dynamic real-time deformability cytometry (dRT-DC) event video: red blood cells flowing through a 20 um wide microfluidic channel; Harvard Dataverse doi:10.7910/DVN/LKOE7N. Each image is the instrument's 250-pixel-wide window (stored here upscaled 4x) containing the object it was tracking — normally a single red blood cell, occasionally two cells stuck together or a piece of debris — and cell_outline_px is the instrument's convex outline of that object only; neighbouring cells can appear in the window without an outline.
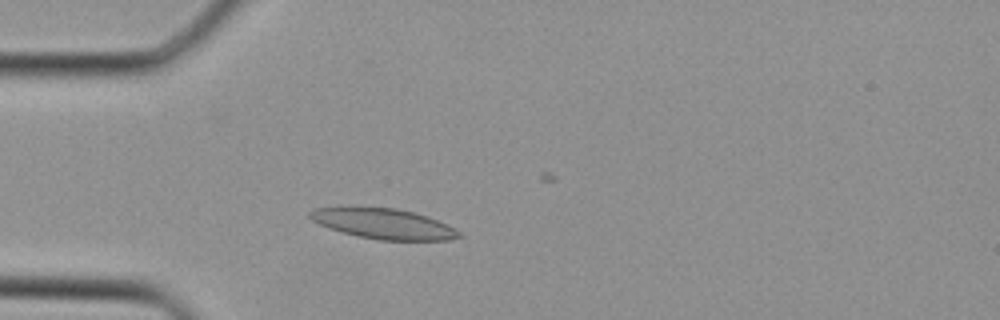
{"species": "Egyptian fruit bat (a non-hibernating species)", "species_latin": "Rousettus aegyptiacus", "temperature_condition": "cold", "stored_images_in_passage": 18, "camera_frame_rate_fps": 3000, "um_per_image_px": 0.085, "animal": {"sex": "female"}, "frame": {"image": 1, "passage_image": 1, "time_ms": 0.0, "image_size_px": [1000, 320], "cell_outline_px": [[464, 236], [448, 240], [376, 240], [356, 236], [340, 232], [320, 224], [312, 220], [308, 216], [308, 212], [312, 208], [348, 204], [396, 208], [412, 212], [436, 220], [460, 232]], "centroid_in_image_um": [32.45, 18.97], "position_along_channel_um": 52.5, "area_um2": 27.11}}
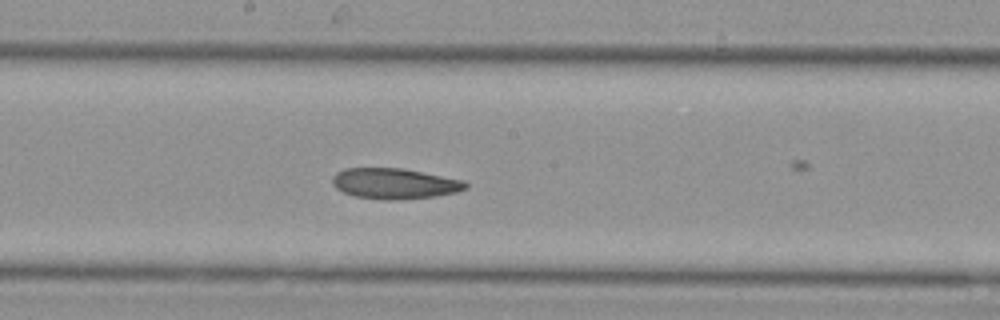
{"frame": {"image": 2, "passage_image": 11, "time_ms": 3.333, "image_size_px": [1000, 320], "cell_outline_px": [[468, 188], [456, 192], [436, 196], [396, 200], [384, 200], [356, 196], [344, 192], [336, 188], [332, 184], [332, 176], [336, 172], [344, 168], [400, 168], [464, 180], [468, 184]], "centroid_in_image_um": [33.53, 15.6], "position_along_channel_um": 214.7, "area_um2": 23.76}}
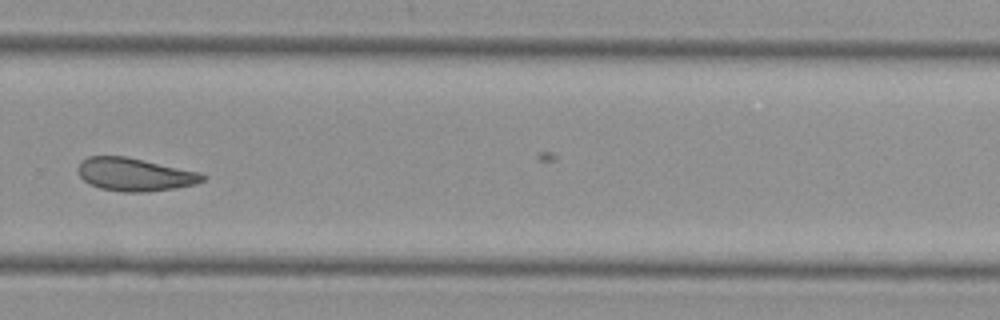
{"frame": {"image": 3, "passage_image": 17, "time_ms": 5.333, "image_size_px": [1000, 320], "cell_outline_px": [[208, 176], [204, 180], [196, 184], [176, 188], [144, 192], [124, 192], [100, 188], [88, 184], [80, 176], [76, 168], [80, 160], [88, 156], [128, 156], [200, 172]], "centroid_in_image_um": [11.44, 14.82], "position_along_channel_um": 318.4, "area_um2": 24.33}}